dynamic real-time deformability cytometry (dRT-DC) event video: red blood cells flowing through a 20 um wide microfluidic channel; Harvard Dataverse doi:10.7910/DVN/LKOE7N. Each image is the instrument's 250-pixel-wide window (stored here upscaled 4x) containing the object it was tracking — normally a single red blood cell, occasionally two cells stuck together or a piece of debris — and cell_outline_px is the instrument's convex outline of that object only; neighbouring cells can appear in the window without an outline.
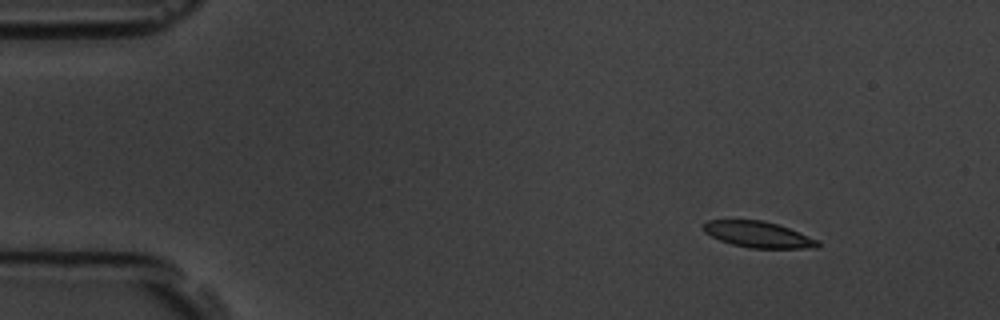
{"species": "common noctule bat (a hibernating species)", "species_latin": "Nyctalus noctula", "temperature_condition": "room temperature", "stored_images_in_passage": 4, "camera_frame_rate_fps": 3000, "um_per_image_px": 0.085, "animal": {"sex": "male", "body_mass_g": 19.5, "forearm_length_mm": 54.6}, "frame": {"image": 1, "passage_image": 1, "time_ms": 0.0, "image_size_px": [1000, 320], "cell_outline_px": [[820, 244], [816, 248], [748, 248], [732, 244], [720, 240], [704, 232], [704, 224], [708, 220], [764, 220], [788, 228], [820, 240]], "centroid_in_image_um": [64.47, 19.94], "position_along_channel_um": 20.5, "area_um2": 17.28}}
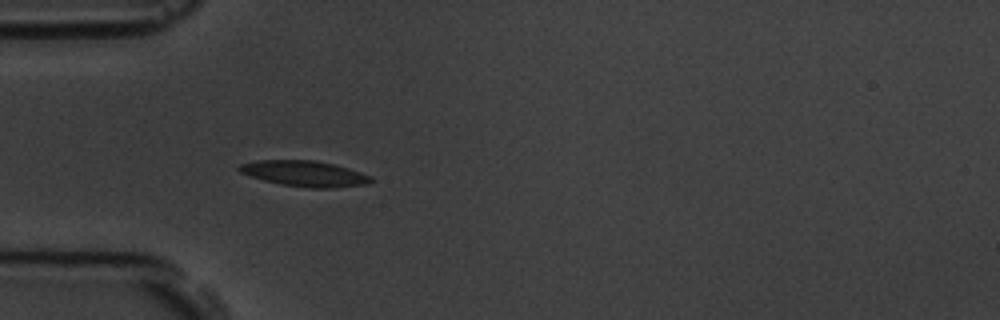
{"frame": {"image": 2, "passage_image": 4, "time_ms": 3.333, "image_size_px": [1000, 320], "cell_outline_px": [[372, 180], [368, 184], [332, 188], [312, 188], [280, 184], [264, 180], [240, 172], [236, 168], [240, 164], [260, 160], [316, 160], [336, 164], [372, 176]], "centroid_in_image_um": [25.91, 14.75], "position_along_channel_um": 59.1, "area_um2": 19.71}}